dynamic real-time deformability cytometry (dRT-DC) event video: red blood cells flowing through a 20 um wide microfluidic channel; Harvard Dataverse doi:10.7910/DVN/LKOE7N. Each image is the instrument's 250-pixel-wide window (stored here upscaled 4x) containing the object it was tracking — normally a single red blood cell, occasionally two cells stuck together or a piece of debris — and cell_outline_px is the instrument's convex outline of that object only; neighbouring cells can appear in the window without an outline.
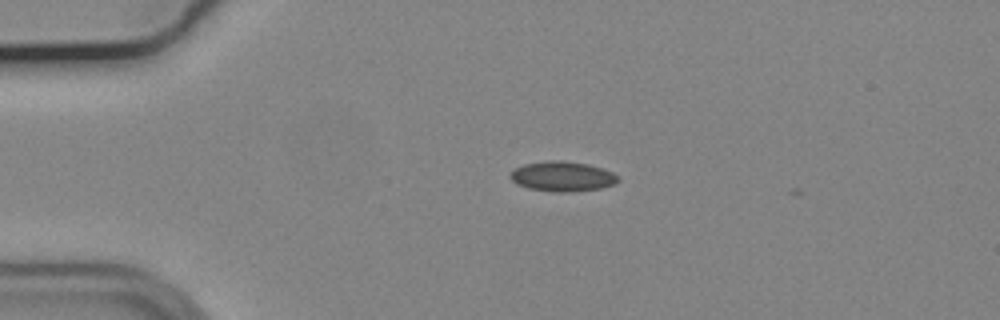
{"species": "common noctule bat (a hibernating species)", "species_latin": "Nyctalus noctula", "temperature_condition": "cold", "stored_images_in_passage": 6, "camera_frame_rate_fps": 3000, "um_per_image_px": 0.085, "animal": {"sex": "male", "body_mass_g": 19.2, "forearm_length_mm": 51.8}, "frame": {"image": 1, "passage_image": 2, "time_ms": 0.333, "image_size_px": [1000, 320], "cell_outline_px": [[620, 180], [616, 184], [600, 188], [572, 192], [552, 192], [528, 188], [516, 184], [508, 176], [508, 172], [512, 168], [524, 164], [544, 160], [564, 160], [588, 164], [604, 168], [620, 176]], "centroid_in_image_um": [47.78, 14.98], "position_along_channel_um": 37.2, "area_um2": 19.42}}